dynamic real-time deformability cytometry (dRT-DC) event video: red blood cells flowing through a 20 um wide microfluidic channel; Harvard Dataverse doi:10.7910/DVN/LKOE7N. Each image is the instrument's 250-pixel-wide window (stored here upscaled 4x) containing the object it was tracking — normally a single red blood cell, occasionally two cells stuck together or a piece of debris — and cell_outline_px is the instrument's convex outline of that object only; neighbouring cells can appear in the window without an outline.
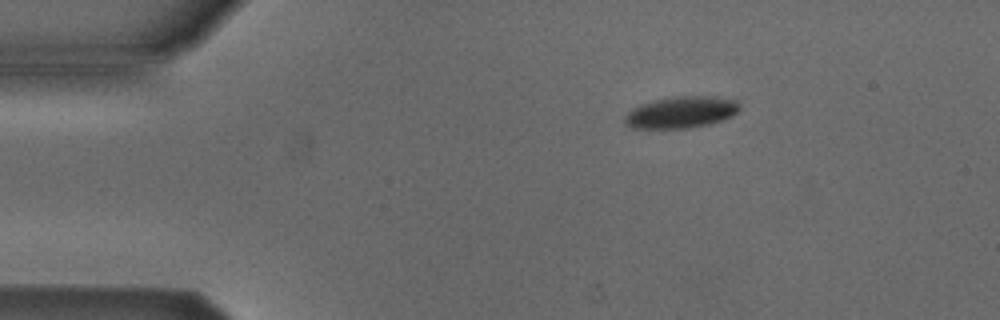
{"species": "Egyptian fruit bat (a non-hibernating species)", "species_latin": "Rousettus aegyptiacus", "temperature_condition": "cold", "stored_images_in_passage": 2, "camera_frame_rate_fps": 3000, "um_per_image_px": 0.085, "animal": {"sex": "male"}, "frame": {"image": 1, "passage_image": 1, "time_ms": 0.0, "image_size_px": [1000, 320], "cell_outline_px": [[740, 108], [732, 116], [724, 120], [692, 128], [632, 128], [624, 124], [624, 116], [632, 108], [640, 104], [656, 100], [676, 96], [708, 96], [736, 100]], "centroid_in_image_um": [57.87, 9.55], "position_along_channel_um": 27.1, "area_um2": 21.15}}